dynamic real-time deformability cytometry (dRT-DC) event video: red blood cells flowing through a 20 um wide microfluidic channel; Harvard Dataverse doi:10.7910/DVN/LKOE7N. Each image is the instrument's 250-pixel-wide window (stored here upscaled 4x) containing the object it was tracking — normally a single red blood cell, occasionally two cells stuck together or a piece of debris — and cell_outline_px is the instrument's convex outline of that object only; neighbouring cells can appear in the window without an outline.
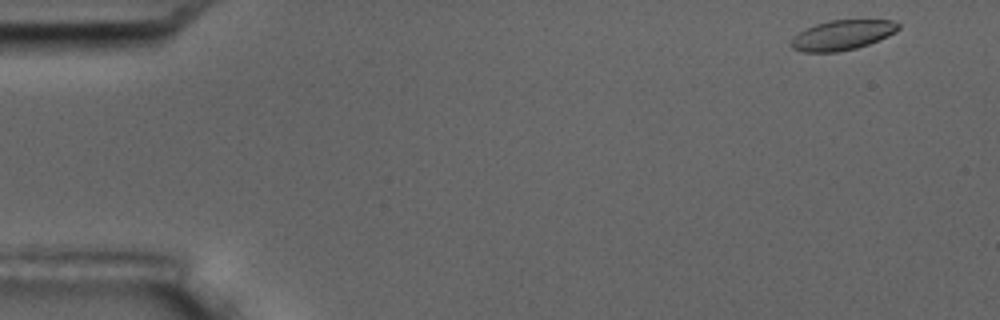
{"species": "common noctule bat (a hibernating species)", "species_latin": "Nyctalus noctula", "temperature_condition": "room temperature", "stored_images_in_passage": 4, "camera_frame_rate_fps": 3000, "um_per_image_px": 0.085, "animal": {"sex": "male", "body_mass_g": 17.5, "forearm_length_mm": 52.3}, "frame": {"image": 1, "passage_image": 1, "time_ms": 0.0, "image_size_px": [1000, 320], "cell_outline_px": [[900, 28], [896, 32], [888, 36], [868, 44], [856, 48], [836, 52], [804, 52], [792, 48], [788, 44], [792, 36], [804, 28], [816, 24], [832, 20], [892, 20], [900, 24]], "centroid_in_image_um": [71.55, 2.98], "position_along_channel_um": 13.4, "area_um2": 18.84}}
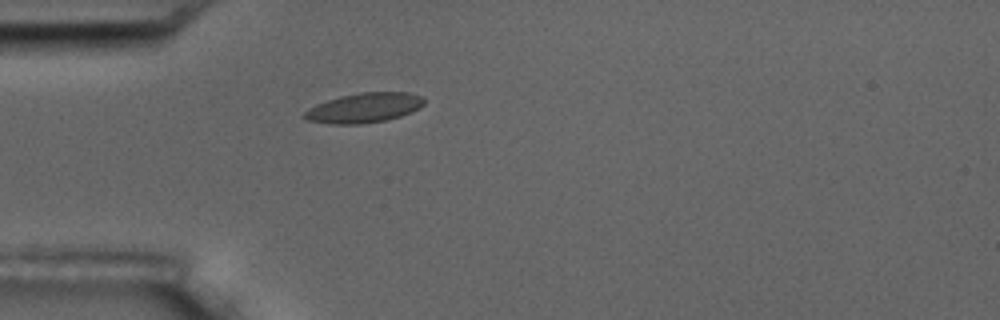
{"frame": {"image": 2, "passage_image": 4, "time_ms": 4.333, "image_size_px": [1000, 320], "cell_outline_px": [[424, 104], [420, 108], [412, 112], [400, 116], [384, 120], [356, 124], [332, 124], [308, 120], [300, 116], [308, 108], [316, 104], [340, 96], [360, 92], [408, 92], [420, 96], [424, 100]], "centroid_in_image_um": [30.93, 9.16], "position_along_channel_um": 54.1, "area_um2": 20.69}}